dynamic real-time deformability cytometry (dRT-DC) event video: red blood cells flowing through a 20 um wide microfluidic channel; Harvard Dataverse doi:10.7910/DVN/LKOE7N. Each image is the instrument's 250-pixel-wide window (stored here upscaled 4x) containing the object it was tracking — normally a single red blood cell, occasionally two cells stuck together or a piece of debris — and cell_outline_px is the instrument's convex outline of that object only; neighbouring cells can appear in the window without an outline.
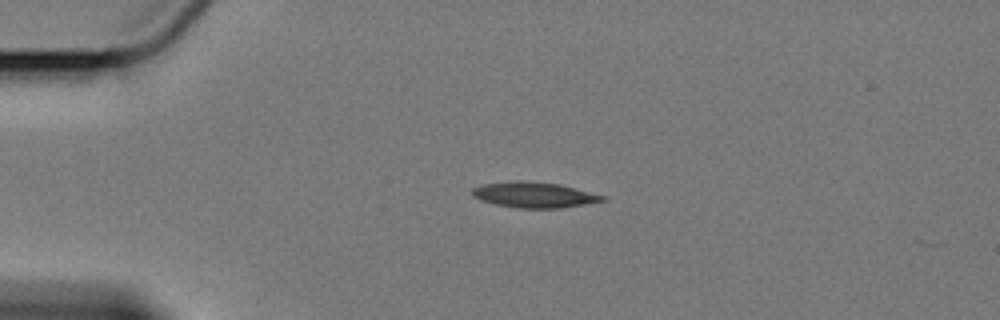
{"species": "Egyptian fruit bat (a non-hibernating species)", "species_latin": "Rousettus aegyptiacus", "temperature_condition": "cold", "stored_images_in_passage": 2, "camera_frame_rate_fps": 3000, "um_per_image_px": 0.085, "animal": {"sex": "female"}, "frame": {"image": 1, "passage_image": 1, "time_ms": 0.0, "image_size_px": [1000, 320], "cell_outline_px": [[608, 200], [560, 208], [516, 208], [496, 204], [480, 200], [472, 196], [472, 188], [484, 184], [520, 180], [560, 184], [608, 196]], "centroid_in_image_um": [45.44, 16.56], "position_along_channel_um": 39.6, "area_um2": 19.48}}